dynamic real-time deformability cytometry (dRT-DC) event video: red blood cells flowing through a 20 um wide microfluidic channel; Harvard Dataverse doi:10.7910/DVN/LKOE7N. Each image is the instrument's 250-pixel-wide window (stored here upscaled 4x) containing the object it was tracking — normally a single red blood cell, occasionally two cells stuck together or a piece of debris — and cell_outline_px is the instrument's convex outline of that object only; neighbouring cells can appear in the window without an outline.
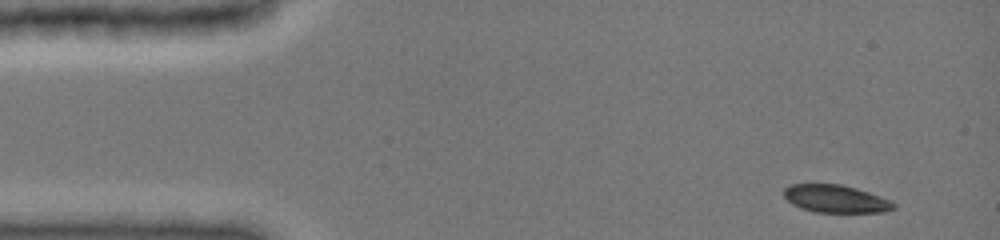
{"species": "common noctule bat (a hibernating species)", "species_latin": "Nyctalus noctula", "temperature_condition": "cold", "stored_images_in_passage": 5, "camera_frame_rate_fps": 3000, "um_per_image_px": 0.085, "animal": {"sex": "female", "body_mass_g": 19.0, "forearm_length_mm": 51.5}, "frame": {"image": 1, "passage_image": 1, "time_ms": 0.0, "image_size_px": [1000, 240], "cell_outline_px": [[896, 208], [884, 212], [816, 212], [792, 204], [784, 196], [784, 188], [788, 184], [840, 184], [856, 188], [892, 200], [896, 204]], "centroid_in_image_um": [71.06, 16.89], "position_along_channel_um": 13.9, "area_um2": 17.69}}
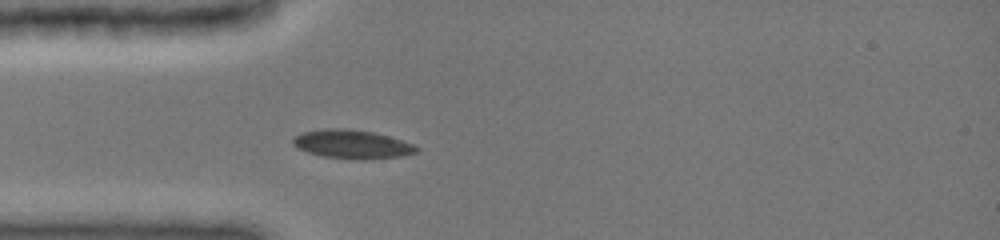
{"frame": {"image": 2, "passage_image": 5, "time_ms": 3.333, "image_size_px": [1000, 240], "cell_outline_px": [[420, 148], [416, 152], [400, 156], [364, 160], [324, 156], [308, 152], [292, 144], [292, 140], [296, 136], [304, 132], [324, 128], [344, 128], [372, 132], [388, 136], [412, 144]], "centroid_in_image_um": [29.93, 12.26], "position_along_channel_um": 55.1, "area_um2": 20.29}}